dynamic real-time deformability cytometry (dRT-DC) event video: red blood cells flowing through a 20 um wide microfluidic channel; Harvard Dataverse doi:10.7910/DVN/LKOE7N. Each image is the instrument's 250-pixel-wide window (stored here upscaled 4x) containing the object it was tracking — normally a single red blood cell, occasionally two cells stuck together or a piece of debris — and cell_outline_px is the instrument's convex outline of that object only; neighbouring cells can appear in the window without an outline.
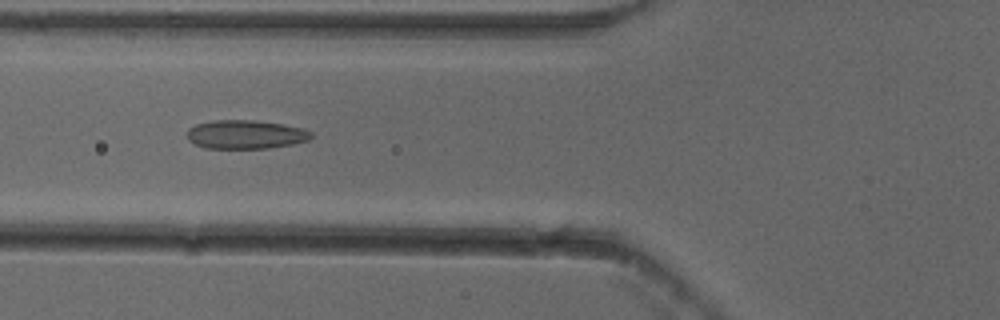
{"species": "common noctule bat (a hibernating species)", "species_latin": "Nyctalus noctula", "temperature_condition": "cold", "stored_images_in_passage": 39, "camera_frame_rate_fps": 3000, "um_per_image_px": 0.085, "animal": {"sex": "female"}, "frame": {"image": 1, "passage_image": 6, "time_ms": 1.667, "image_size_px": [1000, 320], "cell_outline_px": [[312, 136], [308, 140], [292, 144], [268, 148], [204, 148], [188, 140], [188, 128], [196, 124], [216, 120], [252, 120], [280, 124], [300, 128], [312, 132]], "centroid_in_image_um": [20.85, 11.43], "position_along_channel_um": 105.0, "area_um2": 20.52}}
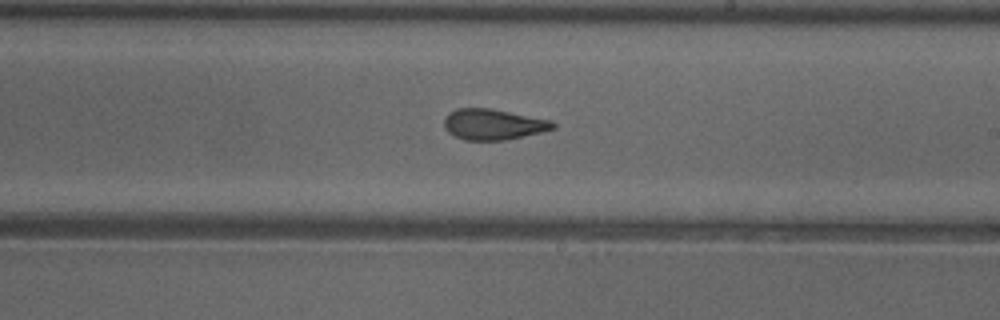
{"frame": {"image": 2, "passage_image": 17, "time_ms": 5.333, "image_size_px": [1000, 320], "cell_outline_px": [[556, 128], [540, 132], [504, 140], [464, 140], [448, 132], [444, 128], [444, 116], [448, 112], [456, 108], [488, 108], [552, 120], [556, 124]], "centroid_in_image_um": [41.89, 10.56], "position_along_channel_um": 247.1, "area_um2": 19.48}}
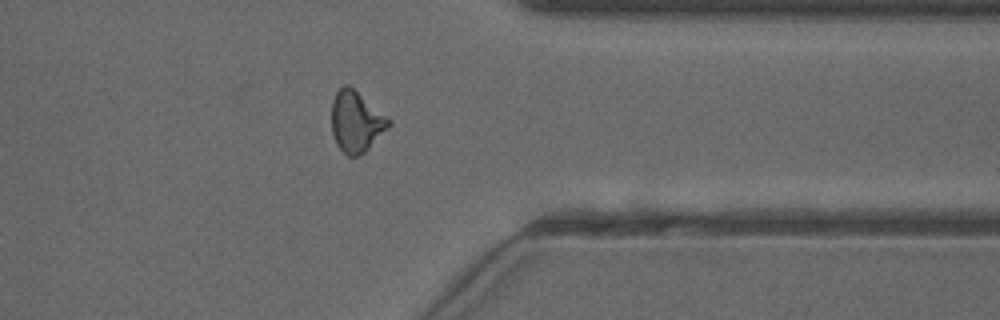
{"frame": {"image": 3, "passage_image": 28, "time_ms": 9.0, "image_size_px": [1000, 320], "cell_outline_px": [[392, 124], [360, 156], [348, 156], [336, 144], [332, 132], [332, 100], [336, 92], [344, 84], [348, 84], [392, 120]], "centroid_in_image_um": [30.27, 10.33], "position_along_channel_um": 381.1, "area_um2": 20.17}, "authors_computed_cell_mechanics": {"area_um2": 19.7098, "velocity_mm_per_s": 3.8707, "shape_relaxation_time_tau1_ms": 10.9676, "shape_relaxation_time_tau2_ms": 1.7363, "deformation_change_tau1": 0.229, "deformation_change_tau2": 0.0853}}